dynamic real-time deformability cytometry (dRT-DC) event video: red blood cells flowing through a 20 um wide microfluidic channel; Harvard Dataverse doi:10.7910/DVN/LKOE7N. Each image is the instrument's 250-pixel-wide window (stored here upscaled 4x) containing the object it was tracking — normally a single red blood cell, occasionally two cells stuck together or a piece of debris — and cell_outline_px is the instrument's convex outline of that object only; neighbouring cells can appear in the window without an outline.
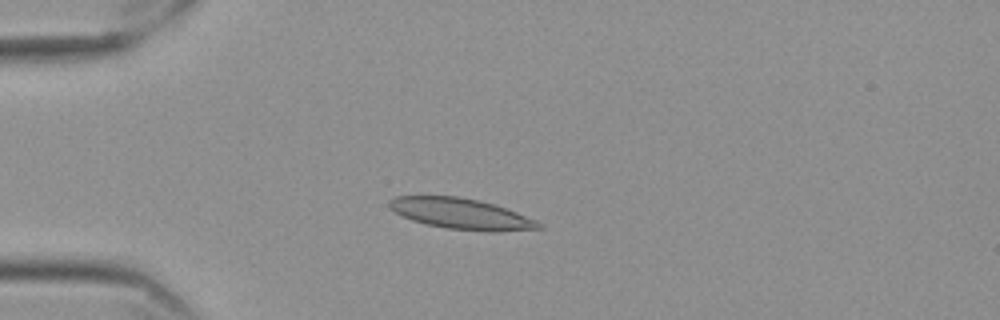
{"species": "Egyptian fruit bat (a non-hibernating species)", "species_latin": "Rousettus aegyptiacus", "temperature_condition": "cold", "stored_images_in_passage": 47, "camera_frame_rate_fps": 3000, "um_per_image_px": 0.085, "frame": {"image": 1, "passage_image": 4, "time_ms": 1.0, "image_size_px": [1000, 320], "cell_outline_px": [[544, 228], [500, 232], [488, 232], [448, 228], [428, 224], [412, 220], [400, 216], [388, 208], [388, 200], [396, 196], [456, 196], [476, 200], [492, 204], [516, 212], [536, 220], [544, 224]], "centroid_in_image_um": [39.19, 18.18], "position_along_channel_um": 45.8, "area_um2": 26.82}}
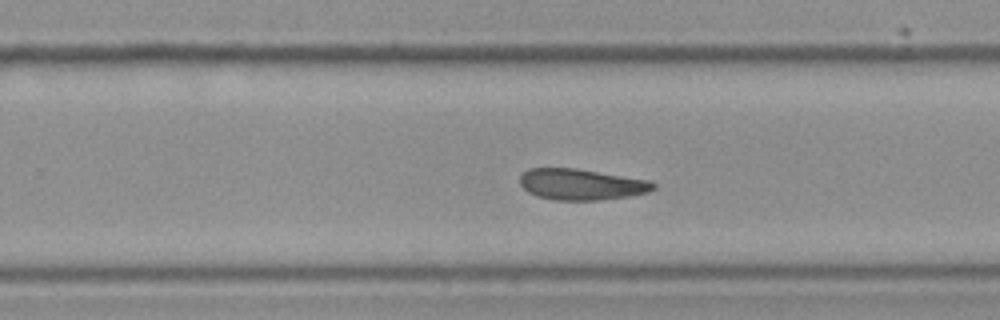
{"frame": {"image": 2, "passage_image": 26, "time_ms": 8.333, "image_size_px": [1000, 320], "cell_outline_px": [[656, 188], [648, 192], [628, 196], [600, 200], [556, 200], [536, 196], [528, 192], [520, 184], [520, 176], [528, 168], [572, 168], [648, 180], [656, 184]], "centroid_in_image_um": [49.38, 15.68], "position_along_channel_um": 280.4, "area_um2": 23.93}}
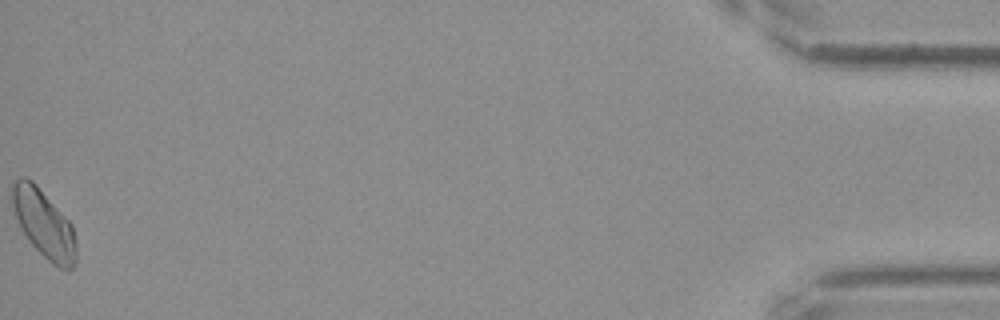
{"frame": {"image": 3, "passage_image": 47, "time_ms": 15.333, "image_size_px": [1000, 320], "cell_outline_px": [[76, 260], [72, 268], [60, 268], [48, 260], [28, 240], [16, 216], [12, 204], [12, 180], [20, 176], [24, 176], [32, 180], [36, 184], [72, 224], [76, 244]], "centroid_in_image_um": [3.72, 18.98], "position_along_channel_um": 431.5, "area_um2": 24.97}}